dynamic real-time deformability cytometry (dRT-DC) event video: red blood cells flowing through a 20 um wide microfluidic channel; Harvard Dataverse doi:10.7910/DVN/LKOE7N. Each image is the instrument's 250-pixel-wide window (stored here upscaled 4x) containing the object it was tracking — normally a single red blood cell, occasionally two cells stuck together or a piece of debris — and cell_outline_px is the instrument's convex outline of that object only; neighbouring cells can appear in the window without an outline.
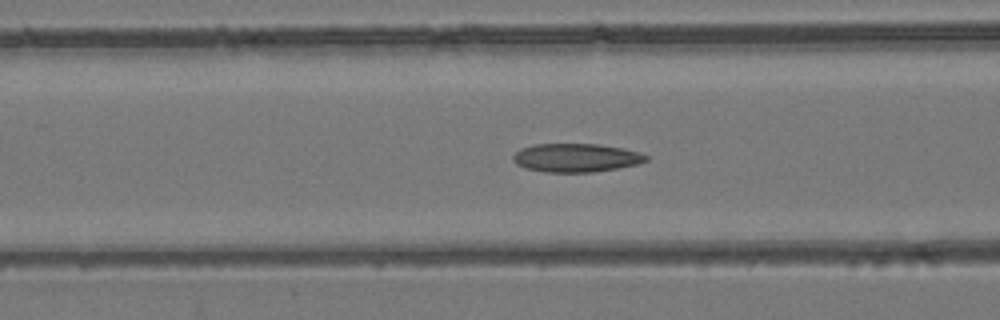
{"species": "common noctule bat (a hibernating species)", "species_latin": "Nyctalus noctula", "temperature_condition": "room temperature", "stored_images_in_passage": 54, "camera_frame_rate_fps": 3000, "um_per_image_px": 0.085, "animal": {"sex": "female", "body_mass_g": 24.6, "forearm_length_mm": 56.2}, "frame": {"image": 1, "passage_image": 22, "time_ms": 7.0, "image_size_px": [1000, 320], "cell_outline_px": [[648, 160], [636, 164], [616, 168], [592, 172], [544, 172], [524, 168], [516, 164], [512, 160], [512, 156], [520, 148], [532, 144], [600, 144], [624, 148], [640, 152], [648, 156]], "centroid_in_image_um": [48.93, 13.4], "position_along_channel_um": 117.7, "area_um2": 22.25}}
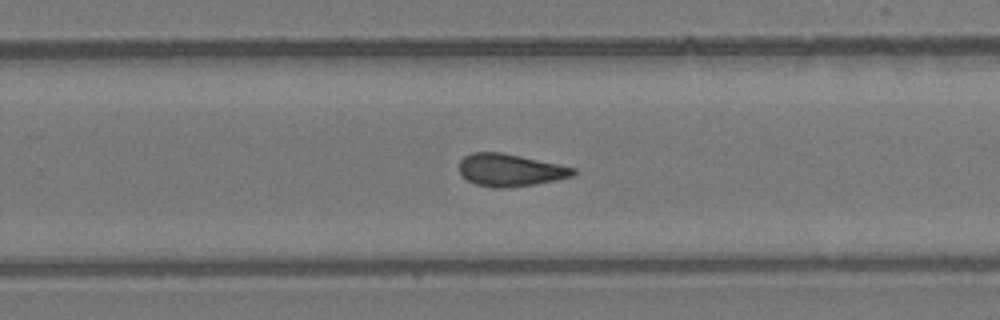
{"frame": {"image": 2, "passage_image": 35, "time_ms": 11.333, "image_size_px": [1000, 320], "cell_outline_px": [[576, 172], [572, 176], [556, 180], [536, 184], [508, 188], [492, 188], [476, 184], [468, 180], [460, 172], [460, 160], [464, 156], [472, 152], [500, 152], [520, 156], [576, 168]], "centroid_in_image_um": [43.36, 14.46], "position_along_channel_um": 286.4, "area_um2": 21.44}}
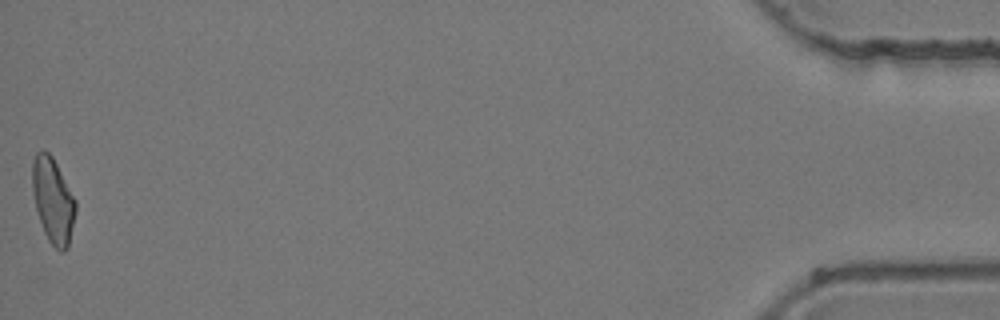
{"frame": {"image": 3, "passage_image": 54, "time_ms": 17.667, "image_size_px": [1000, 320], "cell_outline_px": [[76, 212], [68, 248], [64, 252], [60, 252], [48, 240], [44, 232], [36, 208], [32, 192], [32, 160], [36, 152], [40, 148], [44, 148], [52, 156], [76, 200]], "centroid_in_image_um": [4.5, 17.01], "position_along_channel_um": 430.7, "area_um2": 21.68}, "authors_computed_cell_mechanics": {"area_um2": 21.8484, "velocity_mm_per_s": 3.9004, "shape_relaxation_time_tau1_ms": null, "shape_relaxation_time_tau2_ms": 2.9086, "deformation_change_tau1": null, "deformation_change_tau2": 0.0983}}